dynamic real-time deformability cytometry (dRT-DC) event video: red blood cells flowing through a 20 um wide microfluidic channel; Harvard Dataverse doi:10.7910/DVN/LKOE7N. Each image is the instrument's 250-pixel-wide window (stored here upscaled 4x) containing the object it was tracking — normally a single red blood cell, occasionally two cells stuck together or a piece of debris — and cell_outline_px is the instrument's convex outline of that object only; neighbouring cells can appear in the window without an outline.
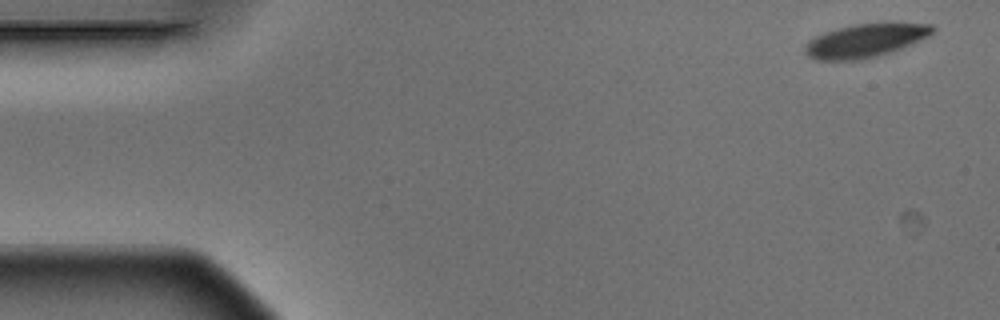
{"species": "Egyptian fruit bat (a non-hibernating species)", "species_latin": "Rousettus aegyptiacus", "temperature_condition": "warm", "stored_images_in_passage": 4, "camera_frame_rate_fps": 3000, "um_per_image_px": 0.085, "animal": {"sex": "male"}, "frame": {"image": 1, "passage_image": 1, "time_ms": 0.0, "image_size_px": [1000, 320], "cell_outline_px": [[936, 28], [928, 36], [920, 40], [892, 52], [876, 56], [856, 60], [816, 60], [808, 56], [804, 52], [804, 44], [808, 40], [824, 32], [856, 24], [892, 20], [932, 24]], "centroid_in_image_um": [73.6, 3.4], "position_along_channel_um": 11.4, "area_um2": 25.55}}